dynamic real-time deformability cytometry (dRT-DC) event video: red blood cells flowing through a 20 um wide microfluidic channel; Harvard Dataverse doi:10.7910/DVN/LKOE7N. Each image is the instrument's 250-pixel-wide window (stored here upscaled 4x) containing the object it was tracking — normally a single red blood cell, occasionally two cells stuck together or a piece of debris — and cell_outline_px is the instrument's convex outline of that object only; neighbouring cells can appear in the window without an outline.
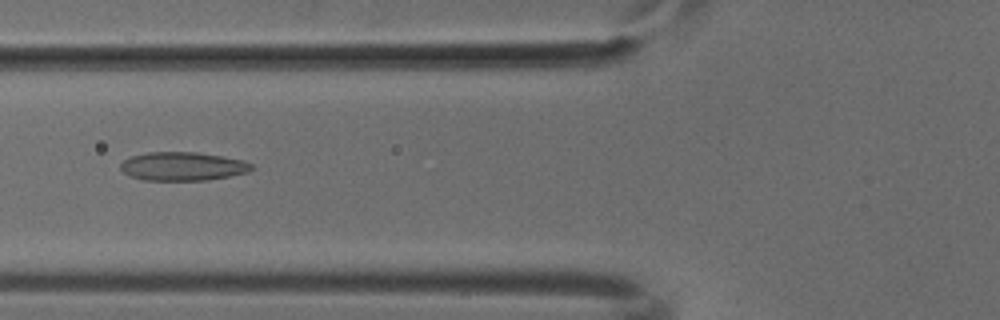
{"species": "common noctule bat (a hibernating species)", "species_latin": "Nyctalus noctula", "temperature_condition": "cold", "stored_images_in_passage": 22, "camera_frame_rate_fps": 3000, "um_per_image_px": 0.085, "animal": {"sex": "male", "body_mass_g": 18.8}, "frame": {"image": 1, "passage_image": 11, "time_ms": 3.333, "image_size_px": [1000, 320], "cell_outline_px": [[252, 168], [248, 172], [208, 180], [144, 180], [132, 176], [124, 172], [120, 168], [120, 164], [124, 160], [132, 156], [148, 152], [196, 152], [224, 156], [244, 160], [252, 164]], "centroid_in_image_um": [15.55, 14.13], "position_along_channel_um": 110.3, "area_um2": 21.73}}
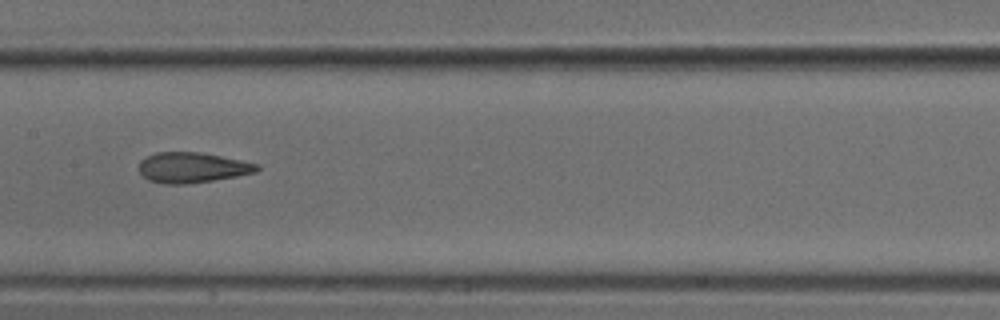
{"frame": {"image": 2, "passage_image": 17, "time_ms": 5.333, "image_size_px": [1000, 320], "cell_outline_px": [[260, 168], [256, 172], [236, 176], [212, 180], [184, 184], [164, 184], [148, 180], [140, 172], [140, 160], [156, 152], [200, 152], [260, 164]], "centroid_in_image_um": [16.34, 14.24], "position_along_channel_um": 191.1, "area_um2": 20.69}}
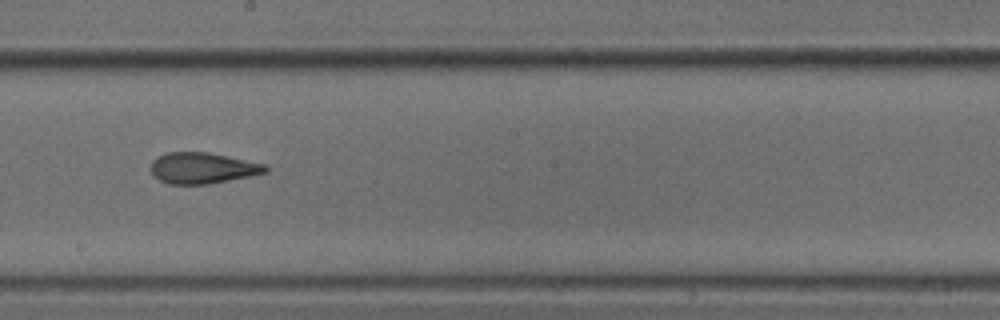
{"frame": {"image": 3, "passage_image": 20, "time_ms": 6.333, "image_size_px": [1000, 320], "cell_outline_px": [[268, 172], [252, 176], [208, 184], [168, 184], [160, 180], [152, 172], [152, 160], [168, 152], [208, 152], [264, 164], [268, 168]], "centroid_in_image_um": [17.24, 14.29], "position_along_channel_um": 231.0, "area_um2": 20.52}}